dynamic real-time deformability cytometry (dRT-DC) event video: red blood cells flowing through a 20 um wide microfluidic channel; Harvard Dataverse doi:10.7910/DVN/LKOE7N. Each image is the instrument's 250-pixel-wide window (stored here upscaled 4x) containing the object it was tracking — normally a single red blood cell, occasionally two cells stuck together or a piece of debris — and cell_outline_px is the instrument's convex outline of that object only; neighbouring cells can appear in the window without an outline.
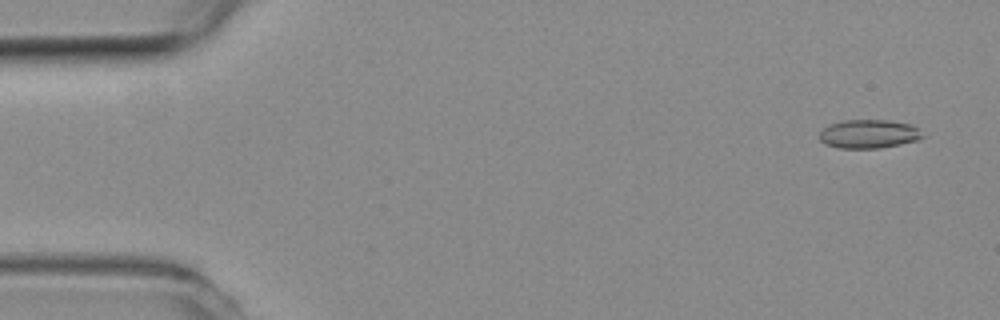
{"species": "common noctule bat (a hibernating species)", "species_latin": "Nyctalus noctula", "temperature_condition": "room temperature", "stored_images_in_passage": 20, "camera_frame_rate_fps": 3000, "um_per_image_px": 0.085, "animal": {"sex": "female", "body_mass_g": 19.3, "forearm_length_mm": 54.1}, "frame": {"image": 1, "passage_image": 3, "time_ms": 0.667, "image_size_px": [1000, 320], "cell_outline_px": [[924, 136], [920, 140], [880, 148], [840, 148], [824, 144], [820, 140], [820, 132], [828, 124], [844, 120], [888, 120], [912, 124]], "centroid_in_image_um": [73.84, 11.38], "position_along_channel_um": 11.2, "area_um2": 17.28}}
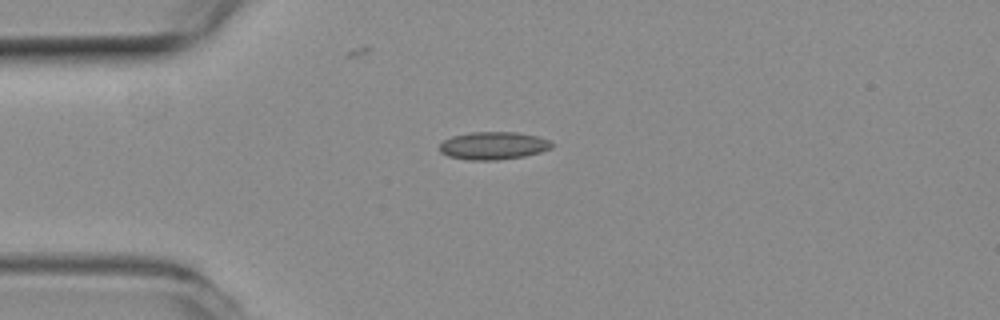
{"frame": {"image": 2, "passage_image": 14, "time_ms": 4.333, "image_size_px": [1000, 320], "cell_outline_px": [[552, 148], [540, 152], [524, 156], [496, 160], [468, 160], [448, 156], [440, 152], [440, 144], [444, 140], [452, 136], [472, 132], [516, 132], [536, 136], [548, 140], [552, 144]], "centroid_in_image_um": [41.91, 12.38], "position_along_channel_um": 43.1, "area_um2": 18.03}}
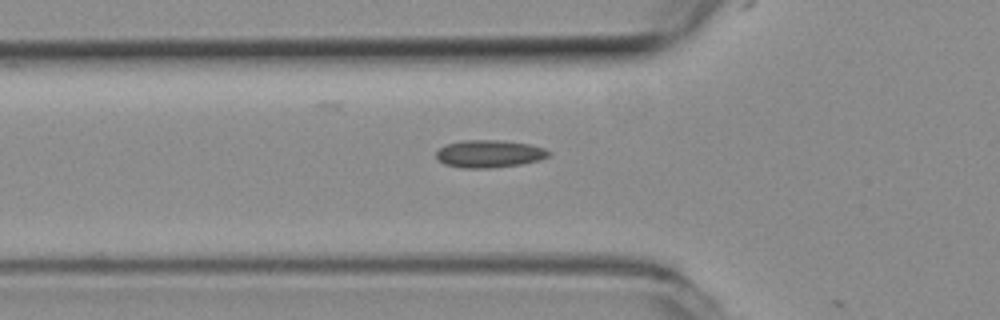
{"frame": {"image": 3, "passage_image": 19, "time_ms": 6.0, "image_size_px": [1000, 320], "cell_outline_px": [[552, 152], [548, 156], [540, 160], [520, 164], [492, 168], [464, 168], [444, 164], [436, 156], [436, 152], [440, 148], [448, 144], [460, 140], [500, 140], [528, 144], [544, 148]], "centroid_in_image_um": [41.6, 13.07], "position_along_channel_um": 84.2, "area_um2": 17.98}}